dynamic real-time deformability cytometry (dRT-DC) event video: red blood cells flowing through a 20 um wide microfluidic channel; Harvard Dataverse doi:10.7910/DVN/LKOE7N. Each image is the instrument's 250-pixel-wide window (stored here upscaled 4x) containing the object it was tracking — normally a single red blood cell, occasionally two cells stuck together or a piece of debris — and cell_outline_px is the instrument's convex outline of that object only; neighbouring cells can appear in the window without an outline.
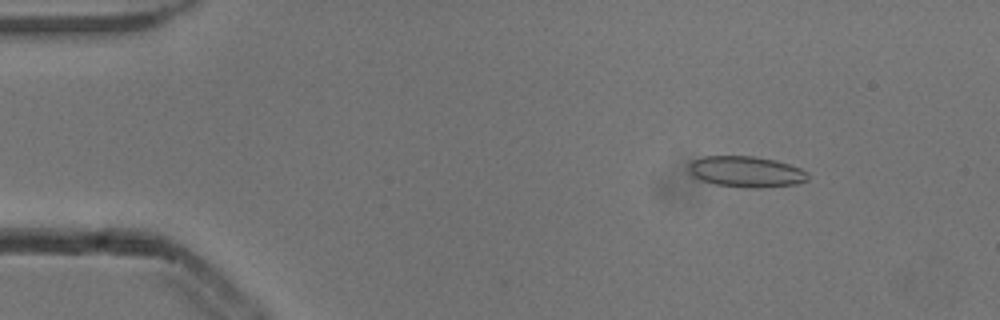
{"species": "common noctule bat (a hibernating species)", "species_latin": "Nyctalus noctula", "temperature_condition": "cold", "stored_images_in_passage": 53, "camera_frame_rate_fps": 3000, "um_per_image_px": 0.085, "animal": {"sex": "male", "body_mass_g": 13.3}, "frame": {"image": 1, "passage_image": 7, "time_ms": 2.0, "image_size_px": [1000, 320], "cell_outline_px": [[808, 180], [796, 184], [760, 188], [748, 188], [716, 184], [704, 180], [696, 176], [688, 168], [688, 164], [692, 160], [704, 156], [752, 156], [776, 160], [800, 168], [808, 172]], "centroid_in_image_um": [63.47, 14.59], "position_along_channel_um": 21.5, "area_um2": 21.33}}
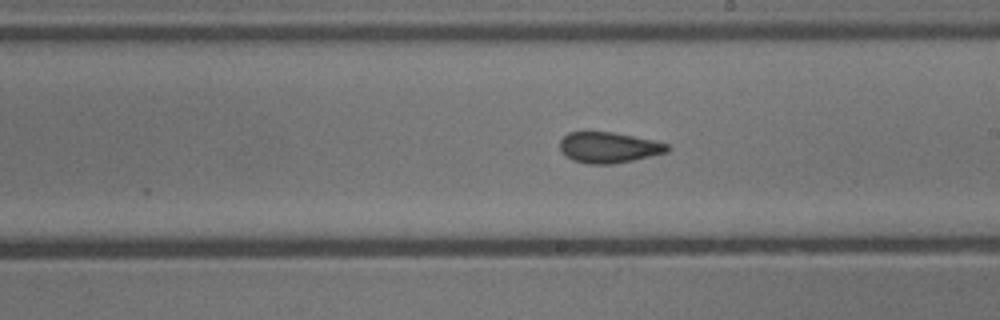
{"frame": {"image": 2, "passage_image": 30, "time_ms": 9.667, "image_size_px": [1000, 320], "cell_outline_px": [[672, 148], [668, 152], [632, 160], [612, 164], [588, 164], [572, 160], [560, 148], [560, 140], [568, 132], [612, 132], [652, 140], [668, 144]], "centroid_in_image_um": [51.76, 12.54], "position_along_channel_um": 237.2, "area_um2": 19.07}}
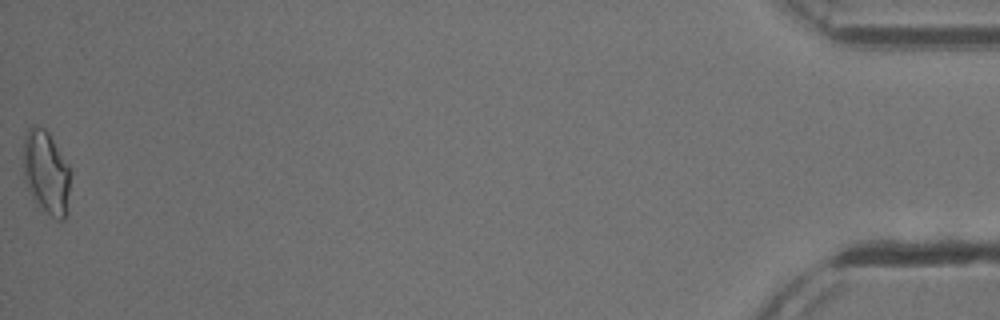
{"frame": {"image": 3, "passage_image": 53, "time_ms": 17.333, "image_size_px": [1000, 320], "cell_outline_px": [[72, 172], [68, 212], [64, 220], [56, 220], [36, 204], [32, 200], [24, 180], [24, 136], [28, 128], [32, 124], [44, 128], [48, 132], [68, 164]], "centroid_in_image_um": [3.96, 14.71], "position_along_channel_um": 431.2, "area_um2": 23.58}, "authors_computed_cell_mechanics": {"area_um2": 20.1144, "velocity_mm_per_s": 3.8774, "shape_relaxation_time_tau1_ms": 10.5995, "shape_relaxation_time_tau2_ms": 1.7706, "deformation_change_tau1": 0.1704, "deformation_change_tau2": 0.0538}}